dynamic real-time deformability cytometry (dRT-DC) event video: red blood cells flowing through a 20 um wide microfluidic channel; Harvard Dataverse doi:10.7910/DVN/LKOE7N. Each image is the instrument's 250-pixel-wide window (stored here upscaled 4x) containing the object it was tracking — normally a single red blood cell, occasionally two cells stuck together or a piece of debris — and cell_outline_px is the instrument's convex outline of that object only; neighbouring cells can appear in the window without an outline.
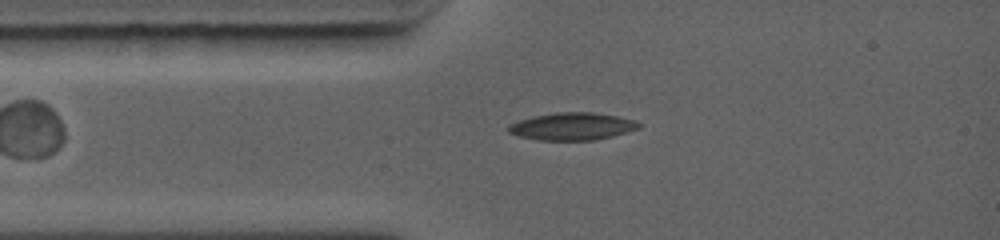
{"species": "common noctule bat (a hibernating species)", "species_latin": "Nyctalus noctula", "temperature_condition": "warm", "stored_images_in_passage": 65, "camera_frame_rate_fps": 5000, "um_per_image_px": 0.085, "animal": {"sex": "female", "body_mass_g": 19.0, "forearm_length_mm": 56.7}, "frame": {"image": 1, "passage_image": 10, "time_ms": 1.8, "image_size_px": [1000, 240], "cell_outline_px": [[640, 128], [612, 136], [596, 140], [536, 140], [520, 136], [508, 132], [508, 124], [532, 116], [556, 112], [592, 112], [616, 116], [636, 120], [640, 124]], "centroid_in_image_um": [48.63, 10.74], "position_along_channel_um": 36.4, "area_um2": 20.87}}
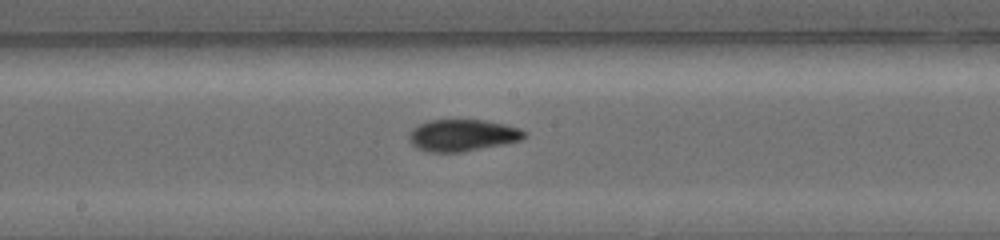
{"frame": {"image": 2, "passage_image": 29, "time_ms": 5.8, "image_size_px": [1000, 240], "cell_outline_px": [[528, 132], [520, 140], [504, 144], [464, 152], [428, 152], [416, 148], [408, 140], [408, 136], [412, 128], [428, 120], [484, 120], [504, 124], [520, 128]], "centroid_in_image_um": [39.29, 11.5], "position_along_channel_um": 208.9, "area_um2": 21.5}}
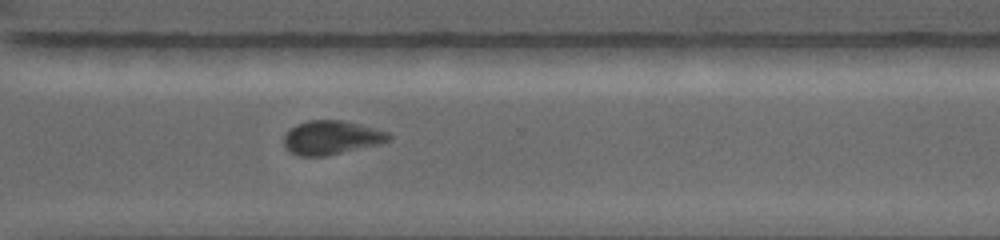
{"frame": {"image": 3, "passage_image": 44, "time_ms": 8.8, "image_size_px": [1000, 240], "cell_outline_px": [[392, 140], [380, 144], [324, 156], [300, 156], [292, 152], [284, 144], [284, 136], [288, 128], [296, 124], [308, 120], [344, 120], [388, 132], [392, 136]], "centroid_in_image_um": [28.18, 11.68], "position_along_channel_um": 342.4, "area_um2": 20.69}, "authors_computed_cell_mechanics": {"area_um2": 21.1548, "velocity_mm_per_s": 4.4501, "shape_relaxation_time_tau1_ms": 6.3455, "shape_relaxation_time_tau2_ms": 3.8248, "deformation_change_tau1": 0.1679, "deformation_change_tau2": 0.0988}}